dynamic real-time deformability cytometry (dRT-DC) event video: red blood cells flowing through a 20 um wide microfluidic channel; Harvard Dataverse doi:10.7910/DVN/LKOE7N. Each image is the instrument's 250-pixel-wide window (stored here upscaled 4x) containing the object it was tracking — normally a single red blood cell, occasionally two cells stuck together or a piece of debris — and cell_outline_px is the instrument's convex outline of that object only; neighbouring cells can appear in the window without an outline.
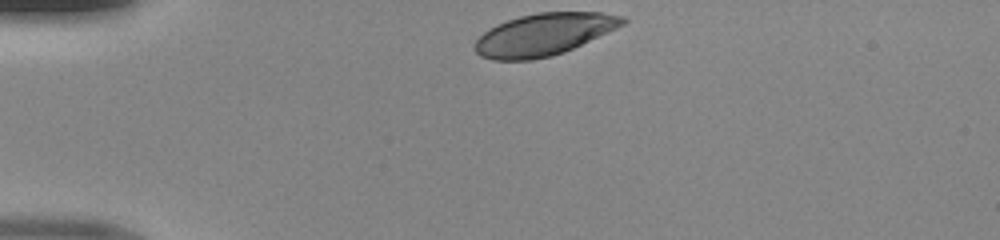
{"species": "human", "species_latin": "Homo sapiens", "temperature_condition": "room temperature", "stored_images_in_passage": 30, "camera_frame_rate_fps": 3000, "um_per_image_px": 0.085, "donor": {"sex": "male"}, "frame": {"image": 1, "passage_image": 1, "time_ms": 0.0, "image_size_px": [1000, 240], "cell_outline_px": [[628, 20], [624, 24], [616, 28], [564, 52], [552, 56], [532, 60], [492, 60], [480, 56], [476, 52], [476, 40], [488, 28], [496, 24], [520, 16], [536, 12], [600, 12], [624, 16]], "centroid_in_image_um": [46.22, 2.92], "position_along_channel_um": 38.8, "area_um2": 36.13}}
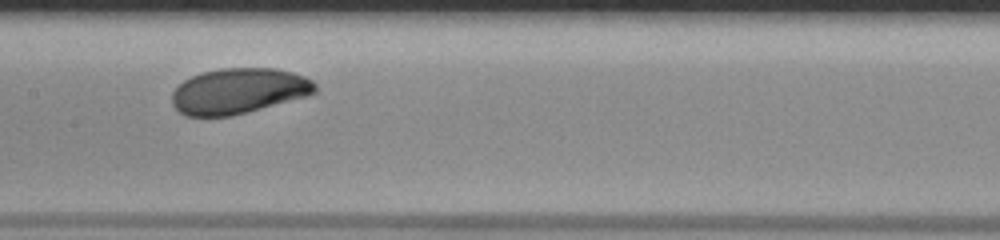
{"frame": {"image": 2, "passage_image": 15, "time_ms": 4.667, "image_size_px": [1000, 240], "cell_outline_px": [[316, 92], [304, 96], [232, 116], [184, 116], [172, 104], [172, 92], [184, 80], [200, 72], [220, 68], [276, 68], [292, 72], [304, 76], [312, 80], [316, 84]], "centroid_in_image_um": [20.25, 7.72], "position_along_channel_um": 187.1, "area_um2": 37.8}}
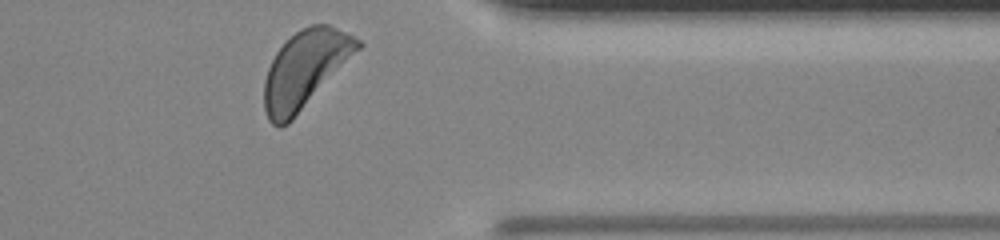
{"frame": {"image": 3, "passage_image": 30, "time_ms": 9.667, "image_size_px": [1000, 240], "cell_outline_px": [[364, 44], [292, 120], [288, 124], [280, 128], [272, 124], [268, 120], [264, 108], [264, 80], [268, 68], [276, 52], [300, 28], [308, 24], [328, 24], [360, 40]], "centroid_in_image_um": [25.9, 5.9], "position_along_channel_um": 385.5, "area_um2": 41.44}}